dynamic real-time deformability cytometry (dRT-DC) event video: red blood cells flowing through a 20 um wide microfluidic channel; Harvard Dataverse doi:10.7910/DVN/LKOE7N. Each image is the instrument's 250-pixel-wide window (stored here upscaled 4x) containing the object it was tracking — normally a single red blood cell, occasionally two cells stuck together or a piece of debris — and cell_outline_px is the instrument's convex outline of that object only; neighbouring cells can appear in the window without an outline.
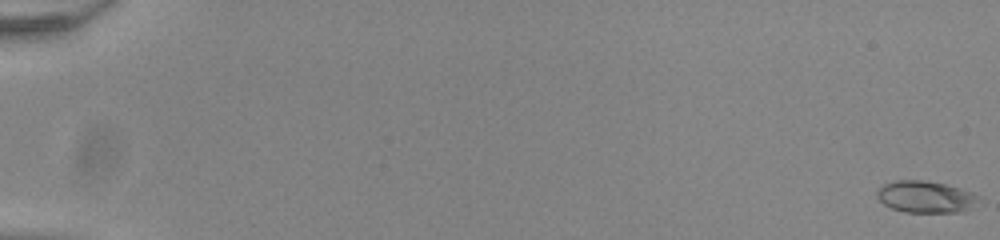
{"species": "common noctule bat (a hibernating species)", "species_latin": "Nyctalus noctula", "temperature_condition": "room temperature", "stored_images_in_passage": 18, "camera_frame_rate_fps": 3000, "um_per_image_px": 0.085, "animal": {"sex": "male", "body_mass_g": 20.0, "forearm_length_mm": 53.3}, "frame": {"image": 1, "passage_image": 1, "time_ms": 0.0, "image_size_px": [1000, 240], "cell_outline_px": [[980, 196], [968, 208], [960, 212], [904, 212], [892, 208], [884, 204], [876, 196], [876, 192], [884, 184], [896, 180], [924, 180], [944, 184], [972, 192]], "centroid_in_image_um": [78.62, 16.72], "position_along_channel_um": 6.4, "area_um2": 18.5}}
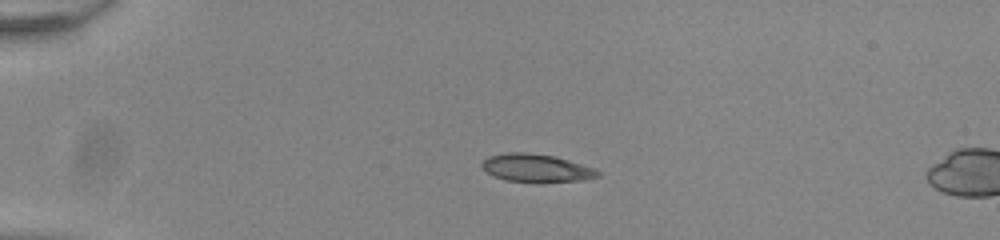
{"frame": {"image": 2, "passage_image": 15, "time_ms": 4.667, "image_size_px": [1000, 240], "cell_outline_px": [[600, 176], [584, 180], [540, 184], [536, 184], [504, 180], [492, 176], [480, 164], [488, 156], [504, 152], [528, 152], [556, 156], [592, 168], [600, 172]], "centroid_in_image_um": [45.57, 14.31], "position_along_channel_um": 39.4, "area_um2": 19.48}}